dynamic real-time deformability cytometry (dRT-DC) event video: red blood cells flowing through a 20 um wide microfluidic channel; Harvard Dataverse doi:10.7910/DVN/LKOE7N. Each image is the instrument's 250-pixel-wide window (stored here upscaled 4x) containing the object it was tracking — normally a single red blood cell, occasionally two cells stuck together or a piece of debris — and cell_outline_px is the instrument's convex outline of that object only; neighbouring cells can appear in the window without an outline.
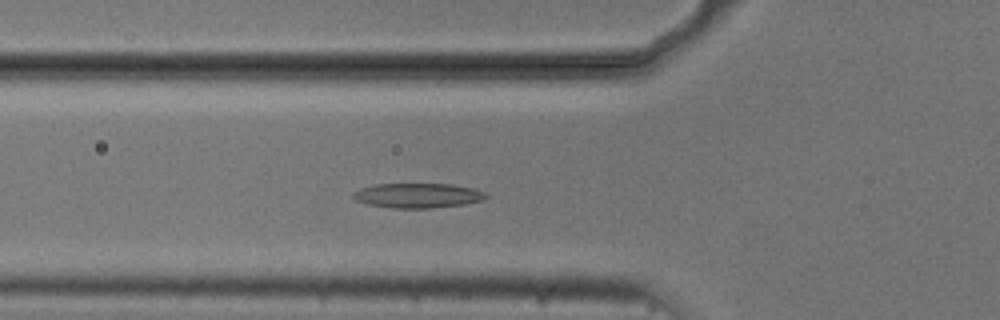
{"species": "common noctule bat (a hibernating species)", "species_latin": "Nyctalus noctula", "temperature_condition": "cold", "stored_images_in_passage": 53, "camera_frame_rate_fps": 3000, "um_per_image_px": 0.085, "animal": {"sex": "male", "body_mass_g": 20.5, "forearm_length_mm": 52.5}, "frame": {"image": 1, "passage_image": 18, "time_ms": 5.667, "image_size_px": [1000, 320], "cell_outline_px": [[488, 196], [484, 200], [464, 204], [432, 208], [392, 208], [368, 204], [356, 200], [352, 196], [352, 192], [360, 188], [376, 184], [452, 184], [472, 188], [484, 192]], "centroid_in_image_um": [35.5, 16.62], "position_along_channel_um": 90.3, "area_um2": 19.13}}
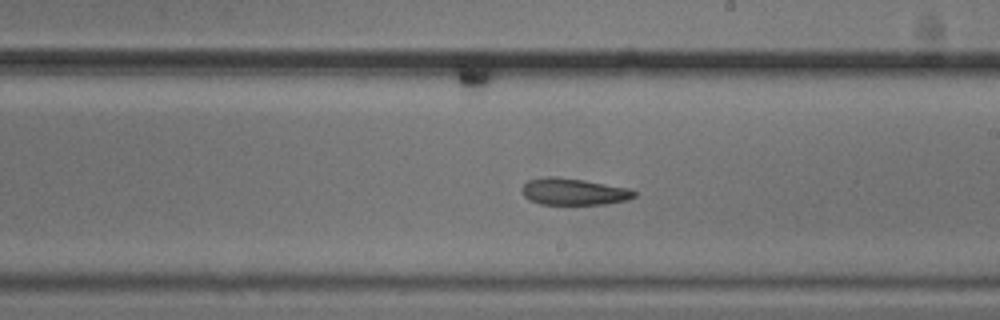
{"frame": {"image": 2, "passage_image": 30, "time_ms": 9.667, "image_size_px": [1000, 320], "cell_outline_px": [[636, 196], [628, 200], [604, 204], [540, 204], [528, 200], [520, 192], [520, 188], [528, 180], [544, 176], [556, 176], [628, 188], [636, 192]], "centroid_in_image_um": [48.7, 16.29], "position_along_channel_um": 240.3, "area_um2": 17.51}}
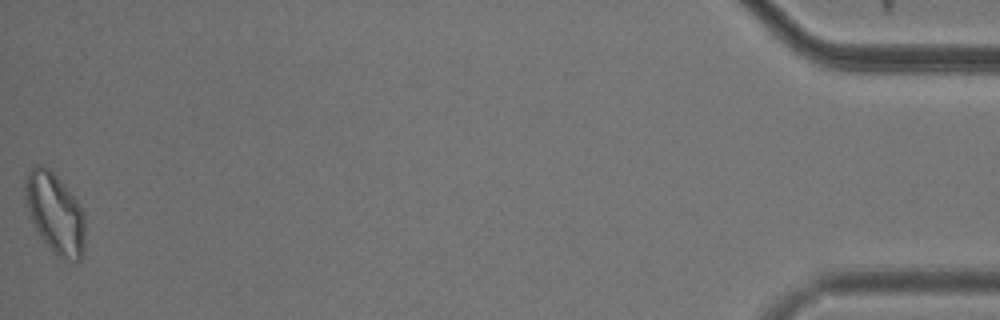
{"frame": {"image": 3, "passage_image": 53, "time_ms": 17.333, "image_size_px": [1000, 320], "cell_outline_px": [[84, 256], [80, 260], [64, 260], [56, 256], [48, 248], [40, 236], [32, 220], [28, 208], [24, 192], [24, 184], [28, 172], [36, 164], [44, 164], [56, 176], [76, 200], [84, 212]], "centroid_in_image_um": [4.69, 18.16], "position_along_channel_um": 430.5, "area_um2": 27.98}, "authors_computed_cell_mechanics": {"area_um2": 19.9988, "velocity_mm_per_s": 3.7327, "shape_relaxation_time_tau1_ms": null, "shape_relaxation_time_tau2_ms": 5.5196, "deformation_change_tau1": null, "deformation_change_tau2": 0.1387}}